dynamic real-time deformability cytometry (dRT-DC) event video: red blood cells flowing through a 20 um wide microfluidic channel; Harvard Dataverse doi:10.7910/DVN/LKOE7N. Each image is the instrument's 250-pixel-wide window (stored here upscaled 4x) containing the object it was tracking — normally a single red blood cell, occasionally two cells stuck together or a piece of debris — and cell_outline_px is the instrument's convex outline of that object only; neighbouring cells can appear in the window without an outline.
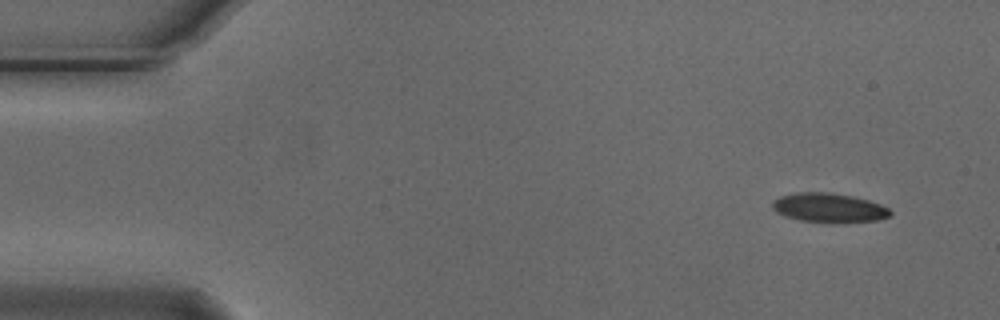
{"species": "Egyptian fruit bat (a non-hibernating species)", "species_latin": "Rousettus aegyptiacus", "temperature_condition": "cold", "stored_images_in_passage": 5, "camera_frame_rate_fps": 3000, "um_per_image_px": 0.085, "animal": {"sex": "male"}, "frame": {"image": 1, "passage_image": 1, "time_ms": 0.0, "image_size_px": [1000, 320], "cell_outline_px": [[892, 216], [880, 220], [832, 224], [800, 220], [784, 216], [776, 212], [772, 208], [772, 200], [780, 196], [796, 192], [832, 192], [852, 196], [868, 200], [880, 204], [888, 208], [892, 212]], "centroid_in_image_um": [70.47, 17.68], "position_along_channel_um": 14.5, "area_um2": 20.63}}
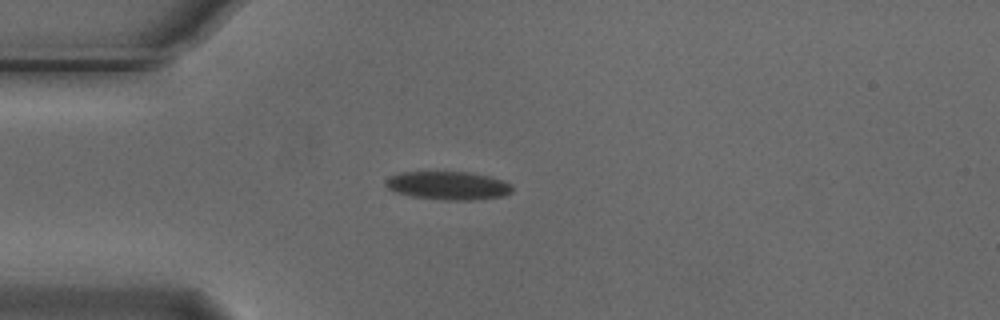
{"frame": {"image": 2, "passage_image": 4, "time_ms": 1.0, "image_size_px": [1000, 320], "cell_outline_px": [[512, 192], [504, 196], [476, 200], [444, 200], [412, 196], [396, 192], [388, 188], [384, 184], [384, 180], [400, 172], [472, 172], [488, 176], [512, 184]], "centroid_in_image_um": [38.1, 15.77], "position_along_channel_um": 46.9, "area_um2": 20.92}}